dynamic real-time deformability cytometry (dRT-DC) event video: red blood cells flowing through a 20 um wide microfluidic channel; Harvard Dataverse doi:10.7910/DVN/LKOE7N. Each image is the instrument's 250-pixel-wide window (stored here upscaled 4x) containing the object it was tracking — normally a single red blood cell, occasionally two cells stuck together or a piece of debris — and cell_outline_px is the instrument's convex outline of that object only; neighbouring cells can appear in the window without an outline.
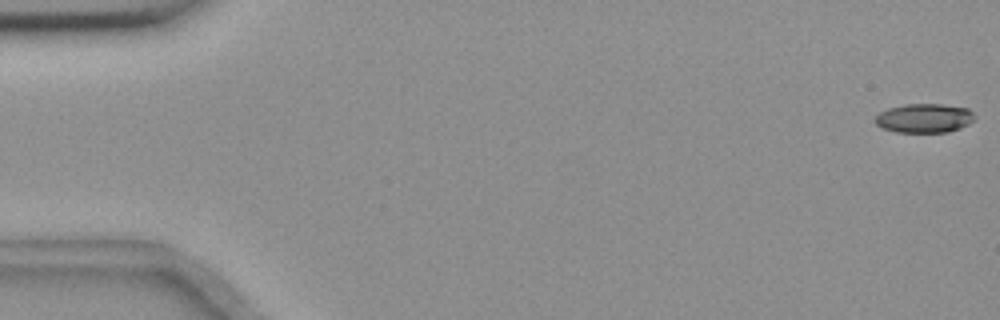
{"species": "common noctule bat (a hibernating species)", "species_latin": "Nyctalus noctula", "temperature_condition": "room temperature", "stored_images_in_passage": 56, "camera_frame_rate_fps": 3000, "um_per_image_px": 0.085, "animal": {"sex": "female", "body_mass_g": 18.4}, "frame": {"image": 1, "passage_image": 1, "time_ms": 0.0, "image_size_px": [1000, 320], "cell_outline_px": [[976, 116], [968, 124], [960, 128], [948, 132], [896, 132], [884, 128], [876, 124], [876, 116], [880, 112], [888, 108], [904, 104], [940, 104], [968, 108]], "centroid_in_image_um": [78.57, 10.04], "position_along_channel_um": 6.4, "area_um2": 16.76}}
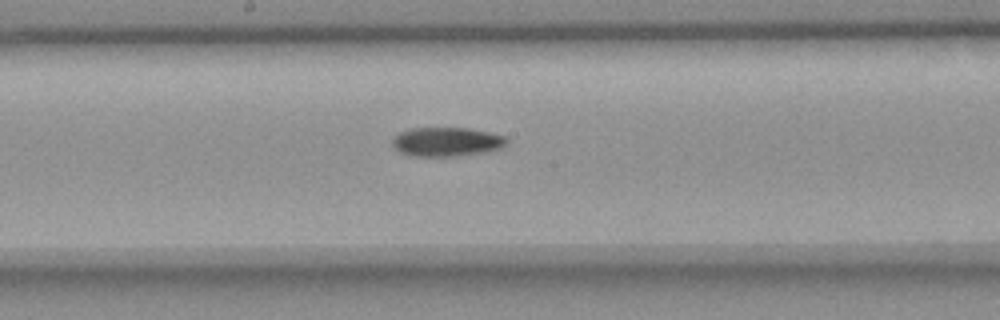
{"frame": {"image": 2, "passage_image": 30, "time_ms": 9.667, "image_size_px": [1000, 320], "cell_outline_px": [[508, 140], [504, 148], [488, 152], [456, 156], [412, 156], [400, 152], [392, 144], [392, 140], [400, 132], [408, 128], [468, 128], [488, 132], [504, 136]], "centroid_in_image_um": [37.99, 12.06], "position_along_channel_um": 210.2, "area_um2": 19.48}}
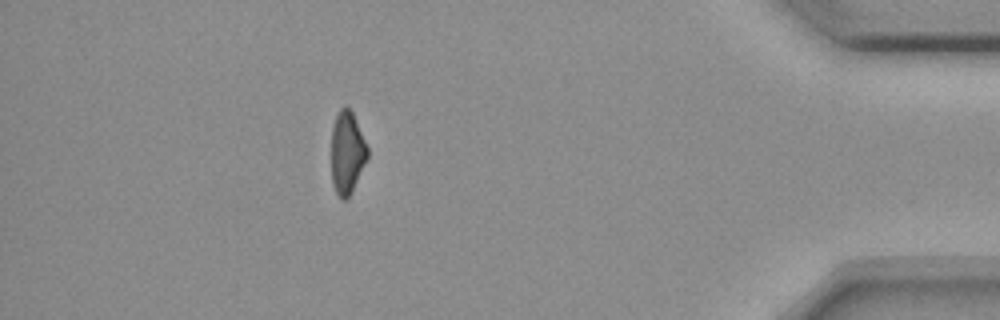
{"frame": {"image": 3, "passage_image": 50, "time_ms": 16.333, "image_size_px": [1000, 320], "cell_outline_px": [[368, 156], [352, 192], [344, 200], [340, 200], [332, 184], [332, 124], [340, 108], [348, 108], [352, 112], [368, 148]], "centroid_in_image_um": [29.49, 13.0], "position_along_channel_um": 405.7, "area_um2": 17.17}, "authors_computed_cell_mechanics": {"area_um2": 18.6405, "velocity_mm_per_s": 3.6721, "shape_relaxation_time_tau1_ms": 8.5062, "shape_relaxation_time_tau2_ms": null, "deformation_change_tau1": 0.1954, "deformation_change_tau2": null}}